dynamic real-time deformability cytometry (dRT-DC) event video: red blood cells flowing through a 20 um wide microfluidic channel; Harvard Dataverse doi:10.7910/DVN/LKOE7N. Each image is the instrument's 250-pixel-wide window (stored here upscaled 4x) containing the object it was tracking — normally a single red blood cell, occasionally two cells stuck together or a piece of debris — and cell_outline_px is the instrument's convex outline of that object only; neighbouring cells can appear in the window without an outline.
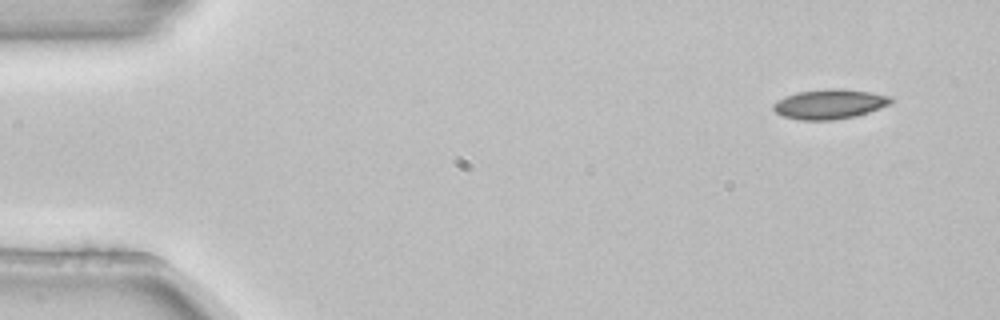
{"species": "common noctule bat (a hibernating species)", "species_latin": "Nyctalus noctula", "temperature_condition": "room temperature", "stored_images_in_passage": 4, "segment_of_instrument_passage": [1, 2], "camera_frame_rate_fps": 3000, "um_per_image_px": 0.085, "animal": {"sex": "female", "body_mass_g": 22.7, "forearm_length_mm": 54.2}, "frame": {"image": 1, "passage_image": 1, "time_ms": 0.0, "image_size_px": [1000, 320], "cell_outline_px": [[896, 100], [880, 108], [868, 112], [852, 116], [832, 120], [800, 120], [784, 116], [776, 112], [772, 108], [772, 104], [776, 100], [784, 96], [796, 92], [828, 88], [840, 88], [872, 92], [892, 96]], "centroid_in_image_um": [70.51, 8.82], "position_along_channel_um": 14.5, "area_um2": 20.52}}